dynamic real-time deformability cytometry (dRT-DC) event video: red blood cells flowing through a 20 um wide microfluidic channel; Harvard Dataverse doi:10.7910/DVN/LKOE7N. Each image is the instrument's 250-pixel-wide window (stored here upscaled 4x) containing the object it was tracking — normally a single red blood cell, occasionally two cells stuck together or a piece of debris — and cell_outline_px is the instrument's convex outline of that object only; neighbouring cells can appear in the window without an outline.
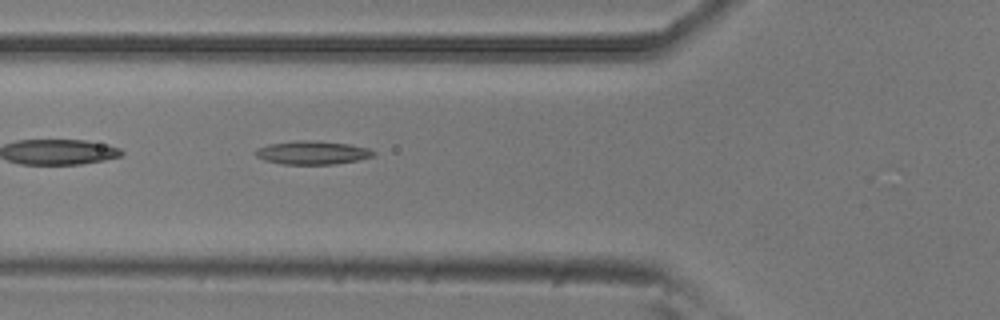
{"species": "common noctule bat (a hibernating species)", "species_latin": "Nyctalus noctula", "temperature_condition": "room temperature", "stored_images_in_passage": 41, "camera_frame_rate_fps": 3000, "um_per_image_px": 0.085, "animal": {"sex": "male", "body_mass_g": 20.5, "forearm_length_mm": 52.5}, "frame": {"image": 1, "passage_image": 8, "time_ms": 2.333, "image_size_px": [1000, 320], "cell_outline_px": [[376, 152], [372, 156], [356, 160], [332, 164], [280, 164], [264, 160], [256, 156], [252, 152], [256, 148], [268, 144], [300, 140], [304, 140], [348, 144], [368, 148]], "centroid_in_image_um": [26.47, 12.98], "position_along_channel_um": 99.3, "area_um2": 15.95}}
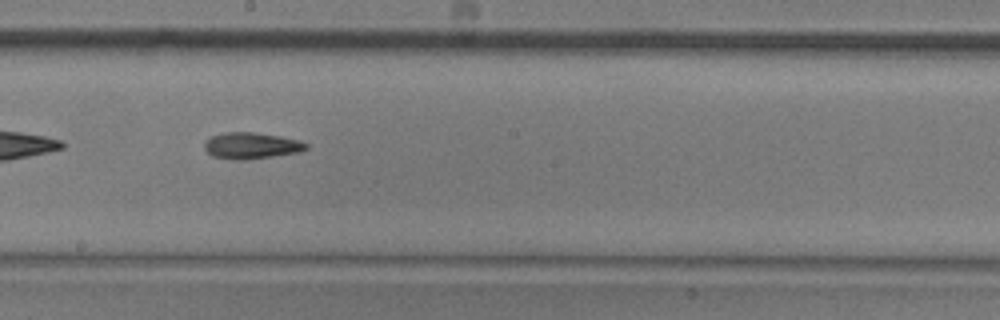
{"frame": {"image": 2, "passage_image": 18, "time_ms": 5.667, "image_size_px": [1000, 320], "cell_outline_px": [[308, 148], [296, 152], [272, 156], [244, 160], [240, 160], [212, 156], [204, 148], [204, 140], [212, 136], [224, 132], [252, 132], [280, 136], [300, 140], [308, 144]], "centroid_in_image_um": [21.34, 12.37], "position_along_channel_um": 226.9, "area_um2": 15.49}}
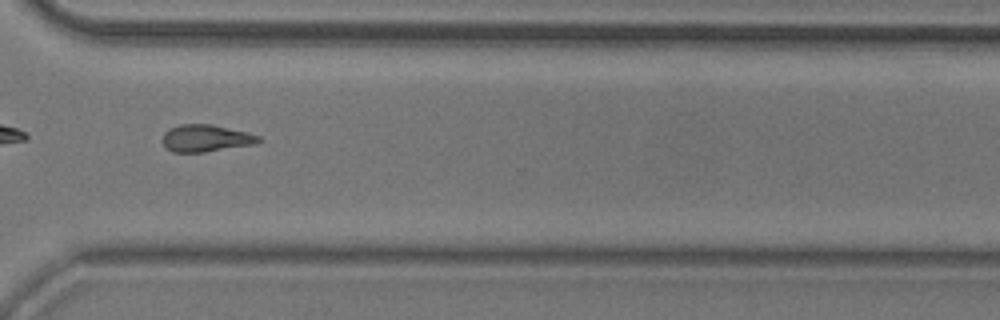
{"frame": {"image": 3, "passage_image": 28, "time_ms": 9.0, "image_size_px": [1000, 320], "cell_outline_px": [[260, 140], [256, 144], [204, 152], [172, 152], [164, 144], [164, 132], [168, 128], [180, 124], [212, 124], [248, 132], [260, 136]], "centroid_in_image_um": [17.52, 11.74], "position_along_channel_um": 353.1, "area_um2": 15.14}}